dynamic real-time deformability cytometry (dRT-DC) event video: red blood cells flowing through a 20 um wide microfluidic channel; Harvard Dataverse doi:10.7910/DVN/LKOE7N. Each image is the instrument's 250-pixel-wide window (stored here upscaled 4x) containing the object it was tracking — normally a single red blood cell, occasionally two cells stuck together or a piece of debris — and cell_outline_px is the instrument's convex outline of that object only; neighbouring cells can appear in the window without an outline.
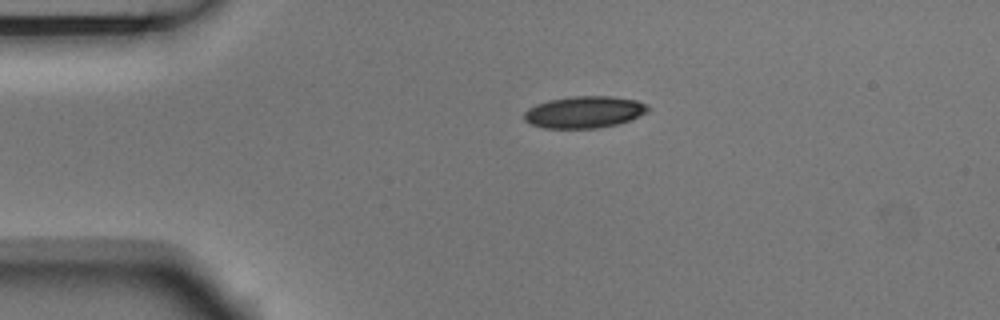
{"species": "Egyptian fruit bat (a non-hibernating species)", "species_latin": "Rousettus aegyptiacus", "temperature_condition": "room temperature", "stored_images_in_passage": 2, "camera_frame_rate_fps": 3000, "um_per_image_px": 0.085, "animal": {"sex": "male"}, "frame": {"image": 1, "passage_image": 1, "time_ms": 0.0, "image_size_px": [1000, 320], "cell_outline_px": [[648, 108], [644, 112], [620, 124], [600, 128], [544, 128], [532, 124], [524, 120], [524, 112], [528, 108], [536, 104], [548, 100], [572, 96], [608, 96], [636, 100], [648, 104]], "centroid_in_image_um": [49.62, 9.53], "position_along_channel_um": 35.4, "area_um2": 22.83}}